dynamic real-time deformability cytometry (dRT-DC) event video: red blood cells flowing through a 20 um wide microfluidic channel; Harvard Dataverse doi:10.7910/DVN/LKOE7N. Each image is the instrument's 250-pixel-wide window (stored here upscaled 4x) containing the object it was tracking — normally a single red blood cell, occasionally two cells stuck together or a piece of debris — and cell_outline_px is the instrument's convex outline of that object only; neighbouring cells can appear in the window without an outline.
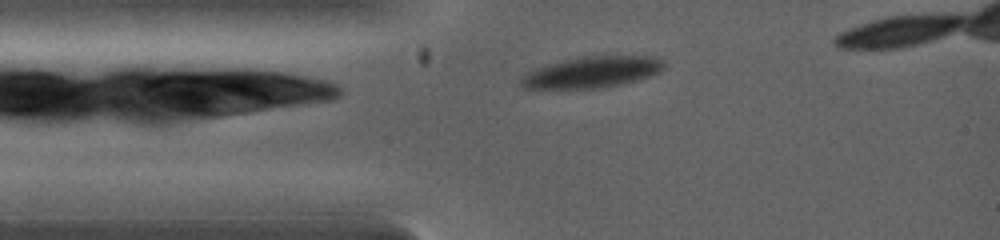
{"species": "common noctule bat (a hibernating species)", "species_latin": "Nyctalus noctula", "temperature_condition": "warm", "stored_images_in_passage": 6, "camera_frame_rate_fps": 5000, "um_per_image_px": 0.085, "animal": {"sex": "female", "body_mass_g": 19.0, "forearm_length_mm": 53.3}, "frame": {"image": 1, "passage_image": 2, "time_ms": 0.4, "image_size_px": [1000, 240], "cell_outline_px": [[664, 68], [660, 72], [652, 76], [604, 88], [524, 88], [520, 84], [520, 80], [528, 72], [548, 64], [580, 56], [656, 56], [664, 64]], "centroid_in_image_um": [50.36, 6.13], "position_along_channel_um": 34.6, "area_um2": 25.78}}
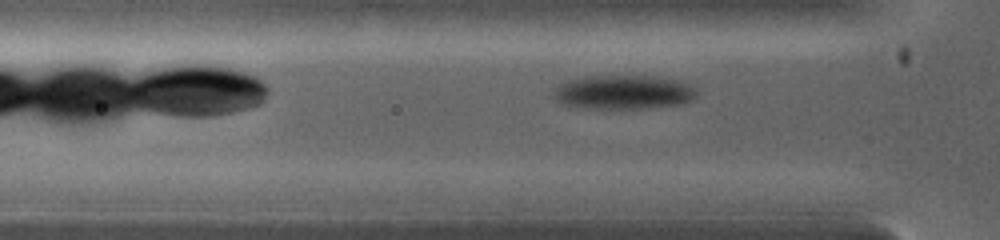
{"frame": {"image": 2, "passage_image": 5, "time_ms": 1.2, "image_size_px": [1000, 240], "cell_outline_px": [[696, 96], [692, 100], [684, 104], [644, 108], [584, 108], [560, 104], [556, 100], [556, 88], [560, 84], [568, 80], [584, 76], [652, 76], [676, 80], [688, 84], [696, 92]], "centroid_in_image_um": [52.99, 7.84], "position_along_channel_um": 72.8, "area_um2": 28.21}}